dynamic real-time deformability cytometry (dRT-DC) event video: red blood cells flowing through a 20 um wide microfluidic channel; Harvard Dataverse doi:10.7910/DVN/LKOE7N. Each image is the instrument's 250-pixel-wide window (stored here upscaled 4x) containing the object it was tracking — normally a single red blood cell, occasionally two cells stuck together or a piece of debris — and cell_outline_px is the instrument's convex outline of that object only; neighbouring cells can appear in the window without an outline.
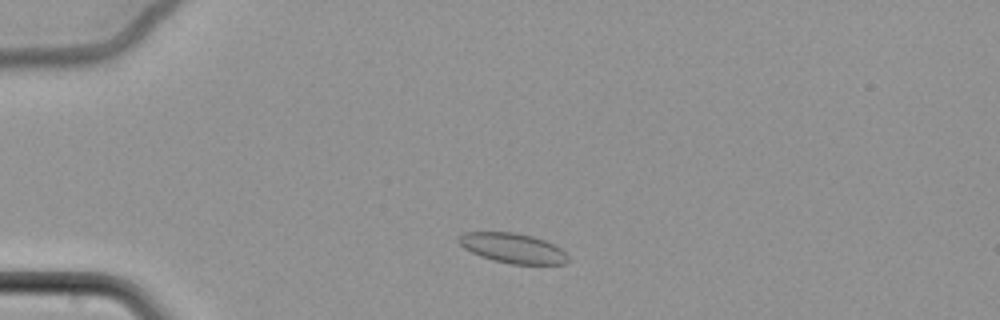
{"species": "common noctule bat (a hibernating species)", "species_latin": "Nyctalus noctula", "temperature_condition": "cold", "stored_images_in_passage": 54, "camera_frame_rate_fps": 3000, "um_per_image_px": 0.085, "animal": {"sex": "female", "body_mass_g": 22.7, "forearm_length_mm": 54.2}, "frame": {"image": 1, "passage_image": 7, "time_ms": 2.0, "image_size_px": [1000, 320], "cell_outline_px": [[568, 260], [564, 264], [512, 264], [492, 260], [480, 256], [464, 248], [456, 240], [464, 232], [516, 232], [532, 236], [544, 240], [560, 248], [568, 256]], "centroid_in_image_um": [43.56, 21.09], "position_along_channel_um": 41.4, "area_um2": 18.96}}
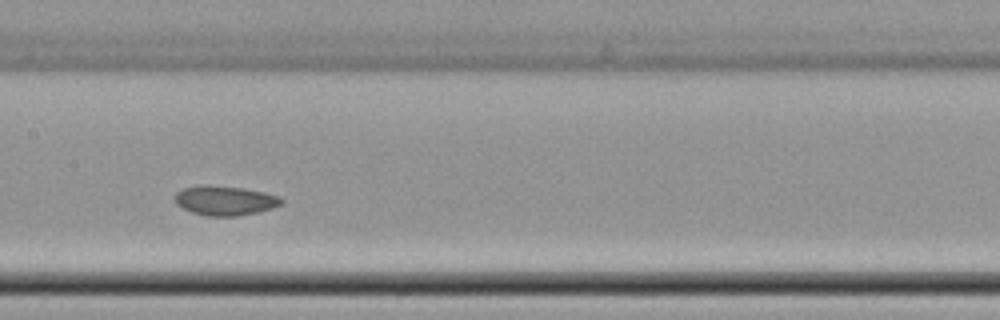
{"frame": {"image": 2, "passage_image": 24, "time_ms": 7.667, "image_size_px": [1000, 320], "cell_outline_px": [[284, 204], [272, 208], [256, 212], [236, 216], [208, 216], [192, 212], [176, 204], [176, 192], [184, 188], [204, 184], [208, 184], [244, 188], [264, 192], [280, 196], [284, 200]], "centroid_in_image_um": [19.16, 17.03], "position_along_channel_um": 188.2, "area_um2": 18.38}}
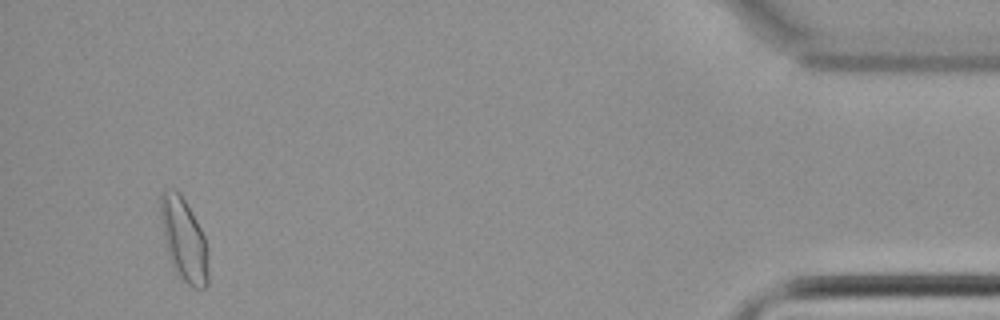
{"frame": {"image": 3, "passage_image": 51, "time_ms": 16.667, "image_size_px": [1000, 320], "cell_outline_px": [[208, 284], [204, 288], [192, 288], [180, 280], [176, 276], [168, 256], [160, 216], [160, 196], [164, 188], [180, 192], [196, 220], [204, 236], [208, 248]], "centroid_in_image_um": [15.63, 20.42], "position_along_channel_um": 419.6, "area_um2": 23.41}, "authors_computed_cell_mechanics": {"area_um2": 18.8428, "velocity_mm_per_s": 3.3576, "shape_relaxation_time_tau1_ms": null, "shape_relaxation_time_tau2_ms": 1.6078, "deformation_change_tau1": null, "deformation_change_tau2": 0.0431}}